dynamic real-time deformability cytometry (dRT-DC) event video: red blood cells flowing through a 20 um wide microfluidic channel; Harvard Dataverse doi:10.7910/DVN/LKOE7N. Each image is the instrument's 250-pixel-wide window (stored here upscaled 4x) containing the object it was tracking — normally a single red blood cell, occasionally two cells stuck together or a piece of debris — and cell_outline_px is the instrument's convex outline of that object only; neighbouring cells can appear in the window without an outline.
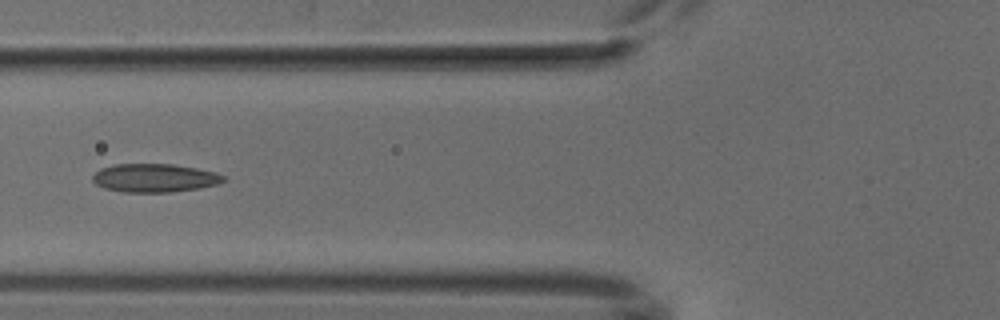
{"species": "common noctule bat (a hibernating species)", "species_latin": "Nyctalus noctula", "temperature_condition": "cold", "stored_images_in_passage": 5, "camera_frame_rate_fps": 3000, "um_per_image_px": 0.085, "animal": {"sex": "male", "body_mass_g": 18.8}, "frame": {"image": 1, "passage_image": 4, "time_ms": 3.333, "image_size_px": [1000, 320], "cell_outline_px": [[224, 180], [216, 184], [200, 188], [172, 192], [124, 192], [104, 188], [96, 184], [92, 180], [92, 176], [100, 168], [112, 164], [172, 164], [196, 168], [216, 172], [224, 176]], "centroid_in_image_um": [13.11, 15.12], "position_along_channel_um": 112.7, "area_um2": 21.68}}
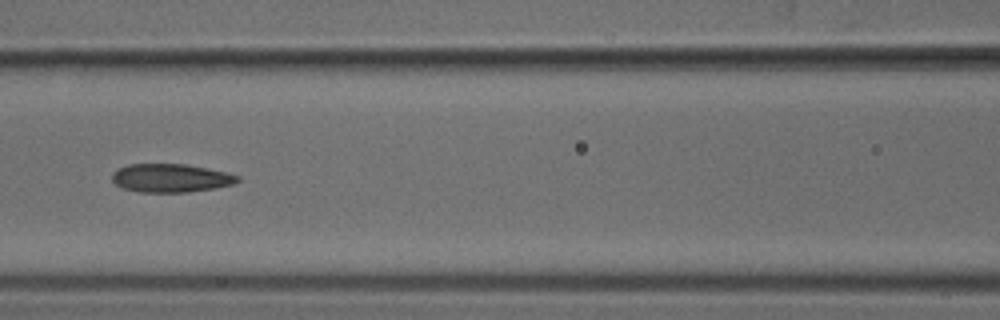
{"frame": {"image": 2, "passage_image": 5, "time_ms": 4.333, "image_size_px": [1000, 320], "cell_outline_px": [[240, 180], [232, 184], [216, 188], [188, 192], [140, 192], [124, 188], [116, 184], [112, 180], [112, 172], [116, 168], [128, 164], [184, 164], [208, 168], [240, 176]], "centroid_in_image_um": [14.49, 15.13], "position_along_channel_um": 152.1, "area_um2": 20.81}}